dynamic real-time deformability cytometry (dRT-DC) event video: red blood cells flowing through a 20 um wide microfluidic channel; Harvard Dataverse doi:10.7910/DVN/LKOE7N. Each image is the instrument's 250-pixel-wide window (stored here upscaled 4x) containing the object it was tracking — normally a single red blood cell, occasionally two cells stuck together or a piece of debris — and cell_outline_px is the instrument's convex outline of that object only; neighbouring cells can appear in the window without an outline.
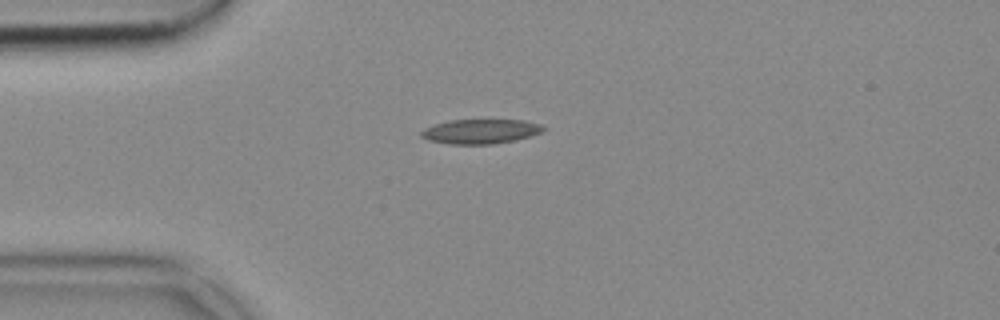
{"species": "common noctule bat (a hibernating species)", "species_latin": "Nyctalus noctula", "temperature_condition": "cold", "stored_images_in_passage": 41, "camera_frame_rate_fps": 3000, "um_per_image_px": 0.085, "animal": {"sex": "female", "body_mass_g": 18.4}, "frame": {"image": 1, "passage_image": 1, "time_ms": 0.0, "image_size_px": [1000, 320], "cell_outline_px": [[544, 128], [540, 132], [516, 140], [492, 144], [448, 144], [428, 140], [420, 136], [420, 132], [424, 128], [448, 120], [524, 120], [540, 124]], "centroid_in_image_um": [40.79, 11.17], "position_along_channel_um": 44.2, "area_um2": 17.34}}
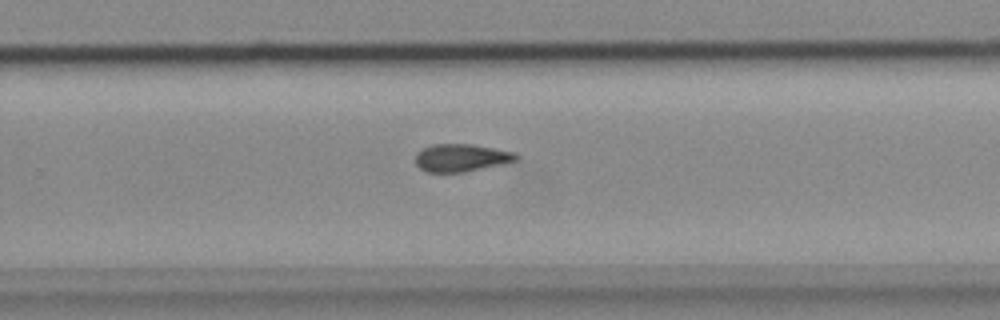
{"frame": {"image": 2, "passage_image": 22, "time_ms": 7.0, "image_size_px": [1000, 320], "cell_outline_px": [[520, 160], [464, 172], [428, 172], [420, 168], [416, 164], [416, 152], [432, 144], [472, 144], [516, 152], [520, 156]], "centroid_in_image_um": [39.25, 13.4], "position_along_channel_um": 290.6, "area_um2": 16.3}}
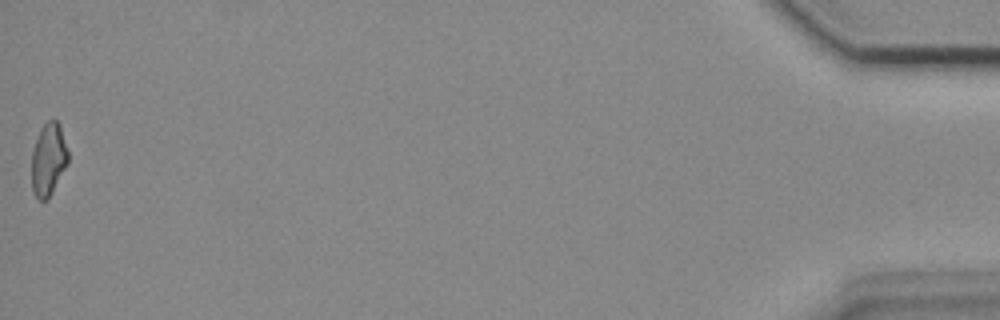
{"frame": {"image": 3, "passage_image": 41, "time_ms": 13.333, "image_size_px": [1000, 320], "cell_outline_px": [[68, 164], [48, 200], [40, 200], [36, 196], [32, 188], [32, 152], [40, 128], [48, 120], [56, 120], [60, 124], [68, 152]], "centroid_in_image_um": [4.13, 13.55], "position_along_channel_um": 431.1, "area_um2": 15.43}}